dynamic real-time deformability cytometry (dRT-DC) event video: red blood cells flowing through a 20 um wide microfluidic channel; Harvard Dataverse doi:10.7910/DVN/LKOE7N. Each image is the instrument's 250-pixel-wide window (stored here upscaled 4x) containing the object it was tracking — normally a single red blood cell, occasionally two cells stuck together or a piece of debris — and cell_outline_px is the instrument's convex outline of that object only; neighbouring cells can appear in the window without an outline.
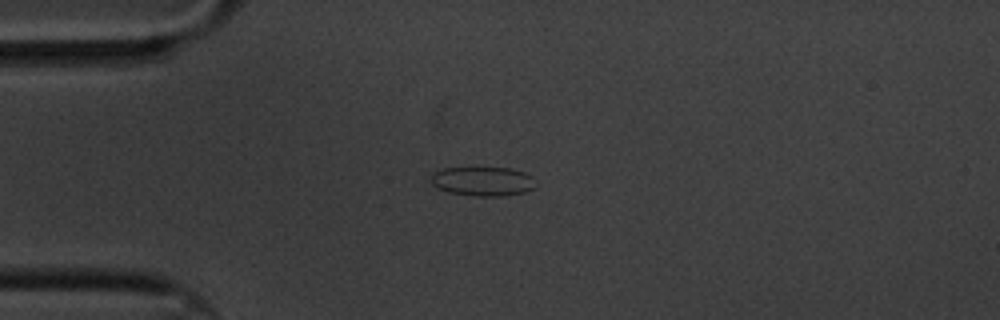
{"species": "common noctule bat (a hibernating species)", "species_latin": "Nyctalus noctula", "temperature_condition": "cold", "stored_images_in_passage": 46, "camera_frame_rate_fps": 3000, "um_per_image_px": 0.085, "animal": {"sex": "male", "body_mass_g": 20.1, "forearm_length_mm": 53.5}, "frame": {"image": 1, "passage_image": 1, "time_ms": 0.0, "image_size_px": [1000, 320], "cell_outline_px": [[532, 188], [524, 192], [504, 196], [476, 196], [448, 192], [432, 184], [432, 172], [444, 168], [508, 168], [524, 172], [532, 176]], "centroid_in_image_um": [41.0, 15.41], "position_along_channel_um": 44.0, "area_um2": 17.51}}
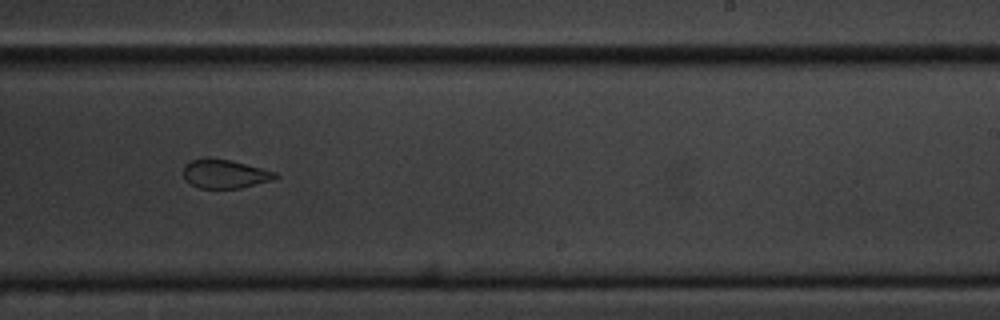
{"frame": {"image": 2, "passage_image": 23, "time_ms": 7.333, "image_size_px": [1000, 320], "cell_outline_px": [[280, 176], [272, 180], [240, 188], [200, 188], [192, 184], [184, 176], [184, 164], [192, 160], [208, 156], [228, 160], [276, 172]], "centroid_in_image_um": [19.1, 14.77], "position_along_channel_um": 269.9, "area_um2": 15.26}}
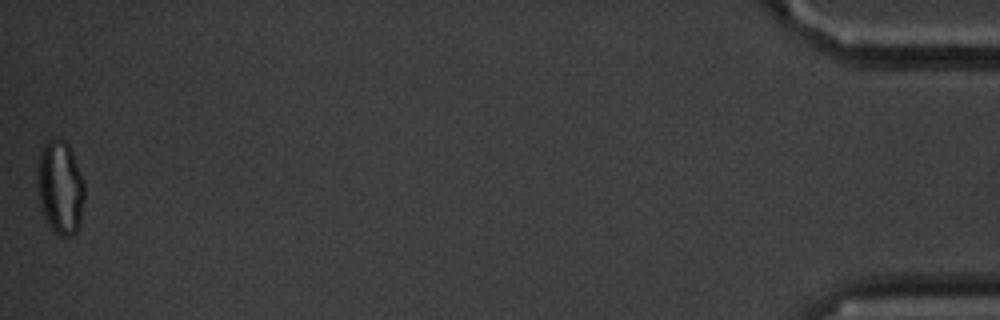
{"frame": {"image": 3, "passage_image": 46, "time_ms": 15.0, "image_size_px": [1000, 320], "cell_outline_px": [[84, 200], [80, 224], [76, 232], [72, 236], [60, 236], [48, 224], [44, 216], [36, 188], [36, 168], [40, 152], [44, 144], [48, 140], [64, 140], [68, 144], [72, 152], [84, 180]], "centroid_in_image_um": [5.11, 15.93], "position_along_channel_um": 430.1, "area_um2": 25.95}, "authors_computed_cell_mechanics": {"area_um2": 17.051, "velocity_mm_per_s": 3.3235, "shape_relaxation_time_tau1_ms": 4.4709, "shape_relaxation_time_tau2_ms": 5.3011, "deformation_change_tau1": 0.0753, "deformation_change_tau2": 0.0878}}